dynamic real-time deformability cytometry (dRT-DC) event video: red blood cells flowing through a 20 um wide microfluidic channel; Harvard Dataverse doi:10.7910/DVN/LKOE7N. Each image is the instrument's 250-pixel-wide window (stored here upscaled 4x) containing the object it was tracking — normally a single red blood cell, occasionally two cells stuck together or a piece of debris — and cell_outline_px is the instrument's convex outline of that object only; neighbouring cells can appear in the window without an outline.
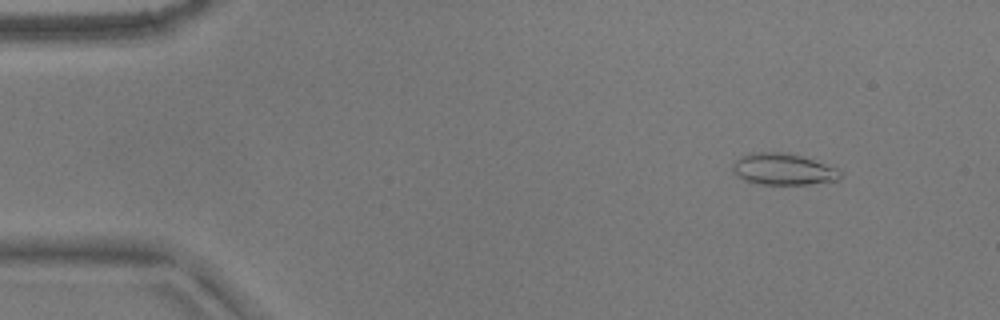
{"species": "common noctule bat (a hibernating species)", "species_latin": "Nyctalus noctula", "temperature_condition": "warm", "stored_images_in_passage": 18, "camera_frame_rate_fps": 3000, "um_per_image_px": 0.085, "animal": {"sex": "male", "body_mass_g": 17.9}, "frame": {"image": 1, "passage_image": 6, "time_ms": 1.667, "image_size_px": [1000, 320], "cell_outline_px": [[844, 172], [836, 180], [808, 184], [760, 184], [744, 180], [736, 176], [732, 172], [732, 164], [740, 156], [752, 152], [788, 152], [836, 168]], "centroid_in_image_um": [66.51, 14.38], "position_along_channel_um": 18.5, "area_um2": 19.71}}